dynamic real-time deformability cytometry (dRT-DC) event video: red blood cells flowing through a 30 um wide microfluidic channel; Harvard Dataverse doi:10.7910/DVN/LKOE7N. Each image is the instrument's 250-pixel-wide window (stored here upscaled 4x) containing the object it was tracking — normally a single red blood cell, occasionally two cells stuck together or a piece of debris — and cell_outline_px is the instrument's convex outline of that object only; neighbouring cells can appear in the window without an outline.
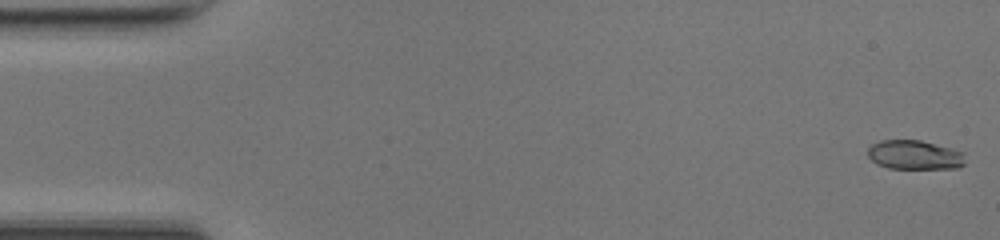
{"species": "common noctule bat (a hibernating species)", "species_latin": "Nyctalus noctula", "temperature_condition": "room temperature", "stored_images_in_passage": 49, "camera_frame_rate_fps": 3000, "um_per_image_px": 0.085, "animal": {"sex": "female", "body_mass_g": 17.0, "forearm_length_mm": 48.0}, "frame": {"image": 1, "passage_image": 1, "time_ms": 0.0, "image_size_px": [1000, 240], "cell_outline_px": [[964, 164], [956, 168], [888, 168], [876, 164], [868, 156], [868, 148], [872, 144], [880, 140], [920, 140], [952, 148], [964, 152]], "centroid_in_image_um": [77.73, 13.16], "position_along_channel_um": 7.3, "area_um2": 16.59}}
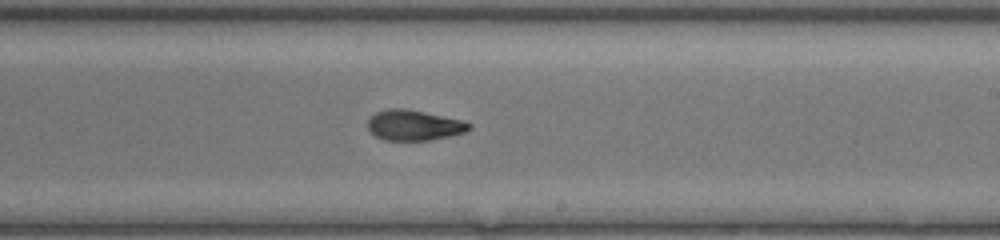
{"frame": {"image": 2, "passage_image": 29, "time_ms": 9.333, "image_size_px": [1000, 240], "cell_outline_px": [[472, 128], [464, 132], [448, 136], [428, 140], [384, 140], [376, 136], [368, 128], [368, 120], [376, 112], [388, 108], [404, 108], [424, 112], [460, 120], [472, 124]], "centroid_in_image_um": [35.17, 10.64], "position_along_channel_um": 253.8, "area_um2": 17.69}}
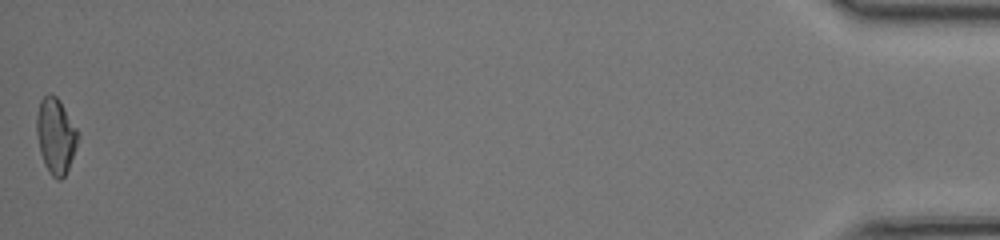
{"frame": {"image": 3, "passage_image": 49, "time_ms": 16.0, "image_size_px": [1000, 240], "cell_outline_px": [[80, 132], [68, 168], [64, 176], [60, 180], [56, 180], [52, 176], [44, 164], [40, 152], [36, 132], [36, 116], [40, 100], [48, 92], [56, 96], [60, 100]], "centroid_in_image_um": [4.73, 11.5], "position_along_channel_um": 430.5, "area_um2": 18.26}, "authors_computed_cell_mechanics": {"area_um2": 17.8602, "velocity_mm_per_s": 4.2455, "shape_relaxation_time_tau1_ms": 3.7729, "shape_relaxation_time_tau2_ms": 1.3692, "deformation_change_tau1": 0.164, "deformation_change_tau2": 0.0756}}